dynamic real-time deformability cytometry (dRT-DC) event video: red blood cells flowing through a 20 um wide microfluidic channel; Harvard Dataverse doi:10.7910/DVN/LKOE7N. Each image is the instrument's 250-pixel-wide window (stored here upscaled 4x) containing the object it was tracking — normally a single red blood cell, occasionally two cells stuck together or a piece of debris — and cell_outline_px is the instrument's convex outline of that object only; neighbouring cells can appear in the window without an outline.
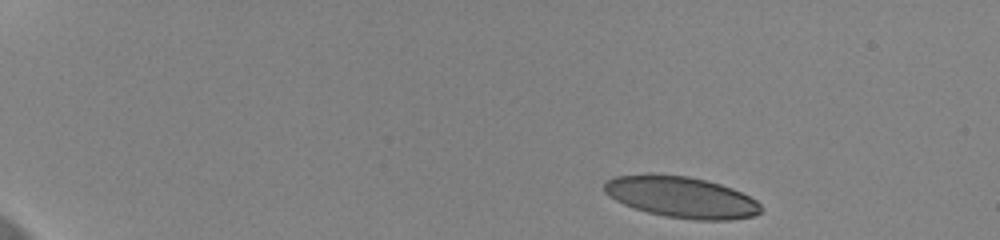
{"species": "human", "species_latin": "Homo sapiens", "temperature_condition": "cold", "stored_images_in_passage": 50, "camera_frame_rate_fps": 3000, "um_per_image_px": 0.085, "donor": {"sex": "female"}, "frame": {"image": 1, "passage_image": 1, "time_ms": 0.0, "image_size_px": [1000, 240], "cell_outline_px": [[756, 212], [748, 216], [676, 216], [656, 212], [640, 208], [628, 204], [620, 200], [608, 188], [608, 184], [612, 180], [624, 176], [680, 176], [700, 180], [716, 184], [728, 188], [748, 196], [756, 204]], "centroid_in_image_um": [57.92, 16.7], "position_along_channel_um": 27.1, "area_um2": 32.19}}
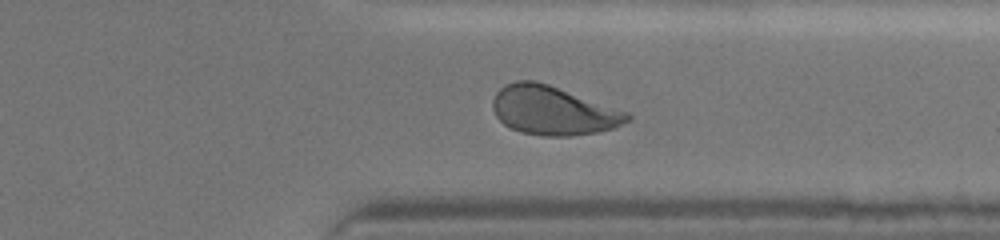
{"frame": {"image": 2, "passage_image": 39, "time_ms": 12.667, "image_size_px": [1000, 240], "cell_outline_px": [[628, 116], [624, 120], [608, 128], [588, 132], [528, 132], [512, 128], [496, 112], [496, 96], [508, 84], [544, 84]], "centroid_in_image_um": [46.9, 9.39], "position_along_channel_um": 364.5, "area_um2": 32.31}, "authors_computed_cell_mechanics": {"area_um2": 32.3102, "velocity_mm_per_s": 3.6278, "shape_relaxation_time_tau1_ms": 5.6439, "shape_relaxation_time_tau2_ms": 1.0351, "deformation_change_tau1": 0.2097, "deformation_change_tau2": 0.0683}}